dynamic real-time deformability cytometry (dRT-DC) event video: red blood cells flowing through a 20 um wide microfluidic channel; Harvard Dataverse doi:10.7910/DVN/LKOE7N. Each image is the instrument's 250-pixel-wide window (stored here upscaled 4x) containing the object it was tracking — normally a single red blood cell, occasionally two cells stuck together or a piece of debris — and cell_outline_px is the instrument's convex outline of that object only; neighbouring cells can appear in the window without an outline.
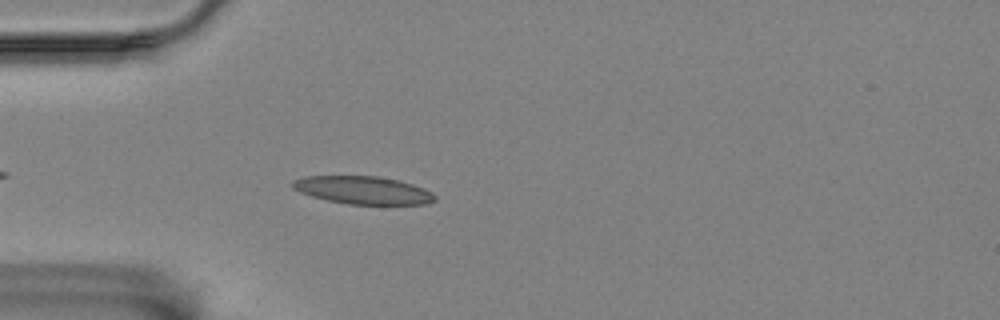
{"species": "Egyptian fruit bat (a non-hibernating species)", "species_latin": "Rousettus aegyptiacus", "temperature_condition": "room temperature", "stored_images_in_passage": 44, "camera_frame_rate_fps": 3000, "um_per_image_px": 0.085, "animal": {"sex": "female"}, "frame": {"image": 1, "passage_image": 6, "time_ms": 1.667, "image_size_px": [1000, 320], "cell_outline_px": [[436, 200], [428, 204], [348, 204], [328, 200], [312, 196], [300, 192], [292, 188], [292, 180], [304, 176], [380, 176], [412, 184], [424, 188], [432, 192], [436, 196]], "centroid_in_image_um": [30.86, 16.16], "position_along_channel_um": 54.1, "area_um2": 23.06}}
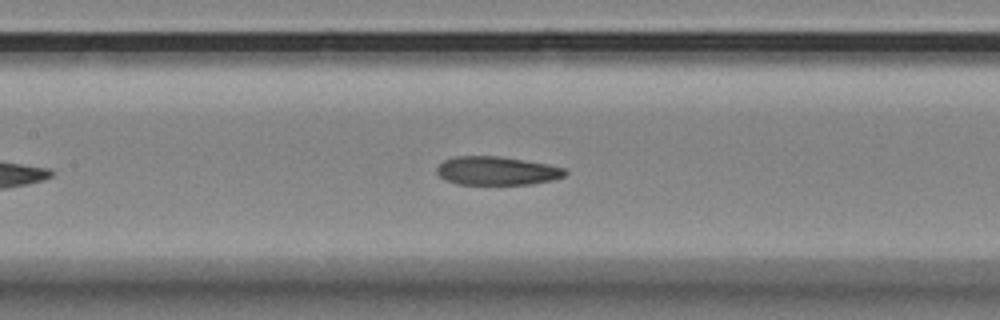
{"frame": {"image": 2, "passage_image": 16, "time_ms": 5.0, "image_size_px": [1000, 320], "cell_outline_px": [[568, 172], [564, 176], [552, 180], [532, 184], [456, 184], [444, 180], [436, 172], [436, 168], [444, 160], [452, 156], [500, 156], [548, 164], [564, 168]], "centroid_in_image_um": [42.2, 14.51], "position_along_channel_um": 165.2, "area_um2": 21.44}}
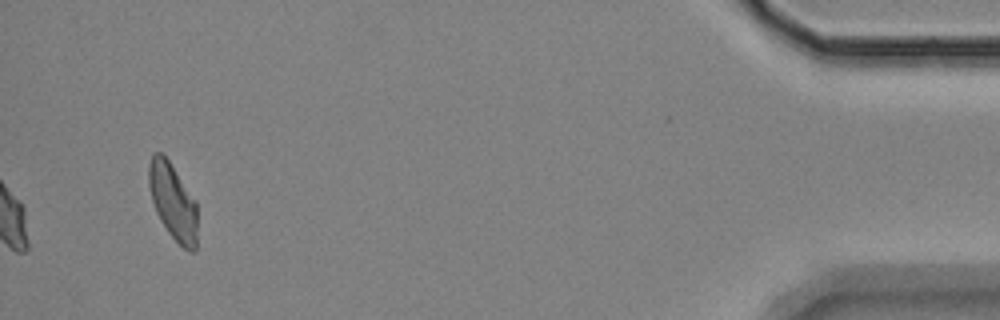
{"frame": {"image": 3, "passage_image": 44, "time_ms": 14.333, "image_size_px": [1000, 320], "cell_outline_px": [[196, 252], [188, 252], [168, 232], [160, 220], [156, 212], [152, 200], [148, 184], [148, 164], [152, 152], [160, 152], [168, 160], [196, 200]], "centroid_in_image_um": [14.68, 17.12], "position_along_channel_um": 420.5, "area_um2": 21.56}, "authors_computed_cell_mechanics": {"area_um2": 20.9814, "velocity_mm_per_s": 3.5368, "shape_relaxation_time_tau1_ms": null, "shape_relaxation_time_tau2_ms": 2.2906, "deformation_change_tau1": null, "deformation_change_tau2": 0.085}}